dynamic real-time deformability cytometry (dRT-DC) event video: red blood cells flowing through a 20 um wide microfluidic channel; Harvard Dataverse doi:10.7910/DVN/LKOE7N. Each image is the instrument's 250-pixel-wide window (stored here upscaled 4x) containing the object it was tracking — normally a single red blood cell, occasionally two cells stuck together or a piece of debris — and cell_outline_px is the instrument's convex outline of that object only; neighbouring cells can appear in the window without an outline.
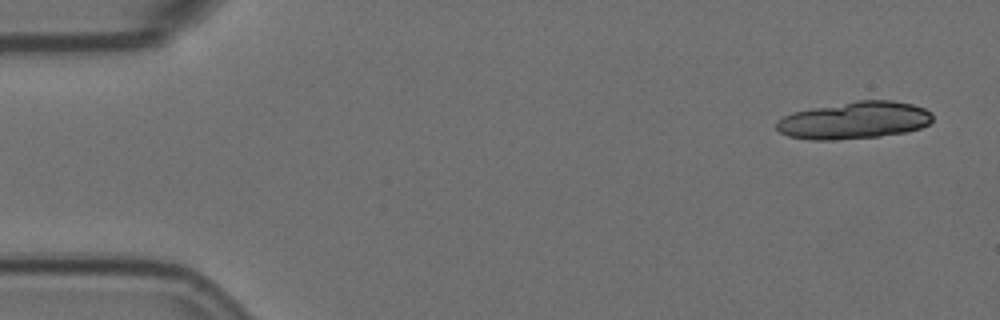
{"species": "Egyptian fruit bat (a non-hibernating species)", "species_latin": "Rousettus aegyptiacus", "temperature_condition": "room temperature", "stored_images_in_passage": 9, "segment_of_instrument_passage": [1, 2], "camera_frame_rate_fps": 3000, "um_per_image_px": 0.085, "animal": {"sex": "female"}, "frame": {"image": 1, "passage_image": 1, "time_ms": 0.0, "image_size_px": [1000, 320], "cell_outline_px": [[932, 120], [928, 124], [920, 128], [904, 132], [880, 136], [836, 140], [812, 140], [788, 136], [780, 132], [776, 128], [776, 120], [792, 112], [812, 108], [856, 100], [892, 100], [912, 104], [924, 108], [932, 112]], "centroid_in_image_um": [72.6, 10.22], "position_along_channel_um": 12.4, "area_um2": 33.99}}